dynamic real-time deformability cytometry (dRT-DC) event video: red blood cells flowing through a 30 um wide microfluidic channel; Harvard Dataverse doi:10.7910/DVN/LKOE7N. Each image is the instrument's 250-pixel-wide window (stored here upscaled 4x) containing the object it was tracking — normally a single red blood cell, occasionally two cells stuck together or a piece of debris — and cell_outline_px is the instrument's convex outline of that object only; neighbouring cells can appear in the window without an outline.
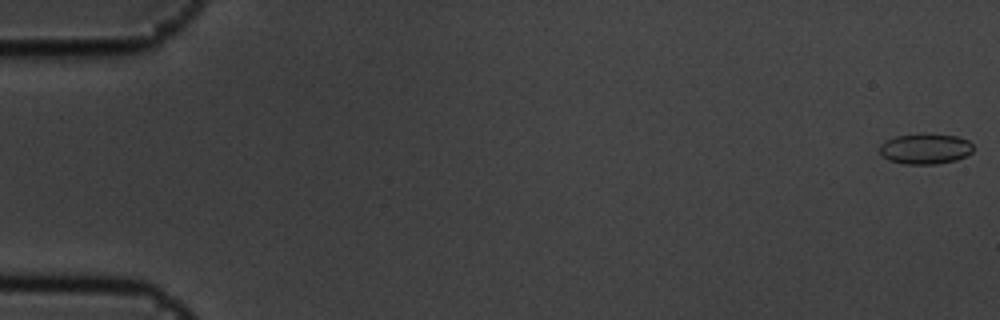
{"species": "common noctule bat (a hibernating species)", "species_latin": "Nyctalus noctula", "temperature_condition": "cold", "stored_images_in_passage": 6, "camera_frame_rate_fps": 3000, "um_per_image_px": 0.085, "animal": {"sex": "male", "body_mass_g": 19.5, "forearm_length_mm": 54.6}, "frame": {"image": 1, "passage_image": 1, "time_ms": 0.0, "image_size_px": [1000, 320], "cell_outline_px": [[972, 152], [956, 160], [936, 164], [904, 164], [888, 160], [880, 152], [880, 144], [896, 136], [920, 132], [924, 132], [956, 136], [968, 140], [972, 144]], "centroid_in_image_um": [78.65, 12.62], "position_along_channel_um": 6.4, "area_um2": 16.82}}